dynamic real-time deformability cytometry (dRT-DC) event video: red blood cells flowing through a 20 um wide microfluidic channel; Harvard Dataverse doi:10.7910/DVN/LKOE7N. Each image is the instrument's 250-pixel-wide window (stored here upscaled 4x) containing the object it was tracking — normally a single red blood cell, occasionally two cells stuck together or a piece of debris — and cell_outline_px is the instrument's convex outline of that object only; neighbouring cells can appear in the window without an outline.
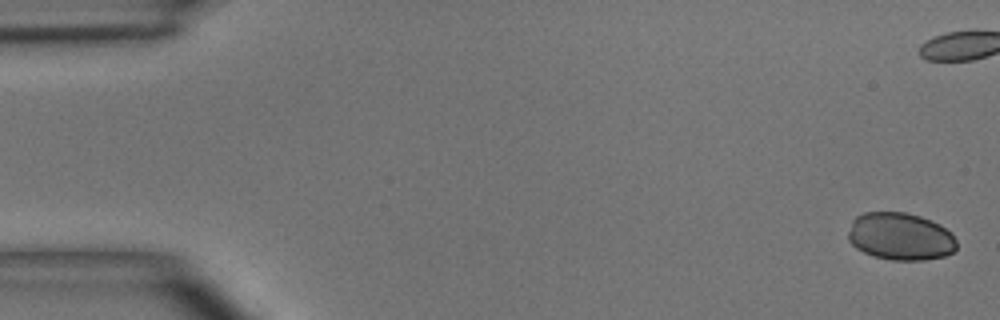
{"species": "common noctule bat (a hibernating species)", "species_latin": "Nyctalus noctula", "temperature_condition": "room temperature", "stored_images_in_passage": 9, "camera_frame_rate_fps": 3000, "um_per_image_px": 0.085, "animal": {"sex": "male", "body_mass_g": 15.6}, "frame": {"image": 1, "passage_image": 1, "time_ms": 0.0, "image_size_px": [1000, 320], "cell_outline_px": [[956, 248], [952, 252], [944, 256], [924, 260], [892, 260], [872, 256], [856, 248], [848, 240], [848, 232], [852, 220], [856, 216], [864, 212], [904, 212], [920, 216], [940, 224], [952, 232], [956, 240]], "centroid_in_image_um": [76.52, 20.1], "position_along_channel_um": 8.5, "area_um2": 30.23}}
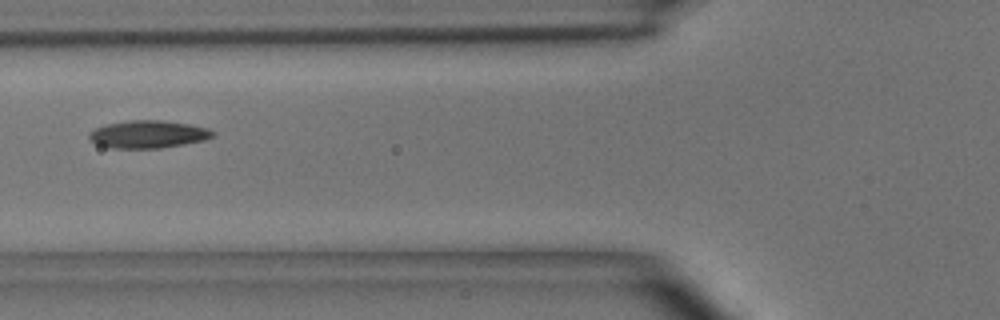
{"frame": {"image": 2, "passage_image": 6, "time_ms": 7.0, "image_size_px": [1000, 320], "cell_outline_px": [[216, 136], [204, 140], [184, 144], [160, 148], [112, 148], [96, 144], [88, 140], [88, 132], [104, 124], [128, 120], [160, 120], [188, 124], [208, 128], [216, 132]], "centroid_in_image_um": [12.57, 11.41], "position_along_channel_um": 113.2, "area_um2": 20.11}}